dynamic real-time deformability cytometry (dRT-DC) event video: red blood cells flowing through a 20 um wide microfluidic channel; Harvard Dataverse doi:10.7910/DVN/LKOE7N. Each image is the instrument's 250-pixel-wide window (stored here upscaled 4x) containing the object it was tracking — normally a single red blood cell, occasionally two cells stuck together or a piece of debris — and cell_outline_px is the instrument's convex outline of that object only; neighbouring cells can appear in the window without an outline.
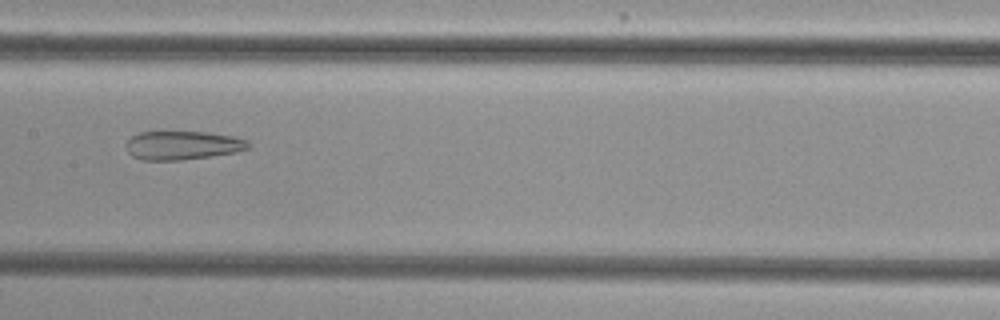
{"species": "common noctule bat (a hibernating species)", "species_latin": "Nyctalus noctula", "temperature_condition": "cold", "stored_images_in_passage": 6, "camera_frame_rate_fps": 3000, "um_per_image_px": 0.085, "animal": {"sex": "female", "body_mass_g": 29.2, "forearm_length_mm": 56.3}, "frame": {"image": 1, "passage_image": 6, "time_ms": 7.333, "image_size_px": [1000, 320], "cell_outline_px": [[252, 148], [236, 152], [180, 160], [144, 160], [132, 156], [128, 152], [124, 144], [132, 136], [140, 132], [204, 132], [232, 136], [248, 140], [252, 144]], "centroid_in_image_um": [15.54, 12.35], "position_along_channel_um": 191.9, "area_um2": 20.46}}